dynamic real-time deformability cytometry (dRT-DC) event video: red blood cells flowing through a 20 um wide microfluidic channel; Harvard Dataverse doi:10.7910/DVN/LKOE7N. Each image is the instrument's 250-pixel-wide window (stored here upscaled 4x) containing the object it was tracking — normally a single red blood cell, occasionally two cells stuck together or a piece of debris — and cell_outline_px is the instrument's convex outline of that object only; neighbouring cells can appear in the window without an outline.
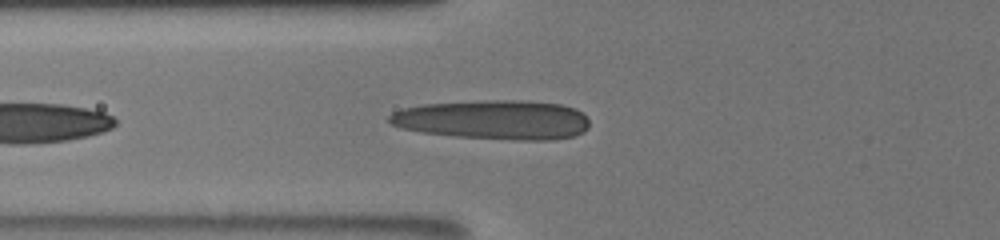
{"species": "human", "species_latin": "Homo sapiens", "temperature_condition": "room temperature", "stored_images_in_passage": 4, "camera_frame_rate_fps": 3000, "um_per_image_px": 0.085, "donor": {"sex": "male"}, "frame": {"image": 1, "passage_image": 3, "time_ms": 1.333, "image_size_px": [1000, 240], "cell_outline_px": [[588, 128], [584, 132], [572, 136], [552, 140], [516, 140], [456, 136], [420, 132], [400, 128], [392, 124], [388, 120], [388, 116], [392, 112], [404, 108], [424, 104], [484, 100], [520, 100], [560, 104], [576, 108], [588, 120]], "centroid_in_image_um": [41.94, 10.18], "position_along_channel_um": 83.9, "area_um2": 46.01}}